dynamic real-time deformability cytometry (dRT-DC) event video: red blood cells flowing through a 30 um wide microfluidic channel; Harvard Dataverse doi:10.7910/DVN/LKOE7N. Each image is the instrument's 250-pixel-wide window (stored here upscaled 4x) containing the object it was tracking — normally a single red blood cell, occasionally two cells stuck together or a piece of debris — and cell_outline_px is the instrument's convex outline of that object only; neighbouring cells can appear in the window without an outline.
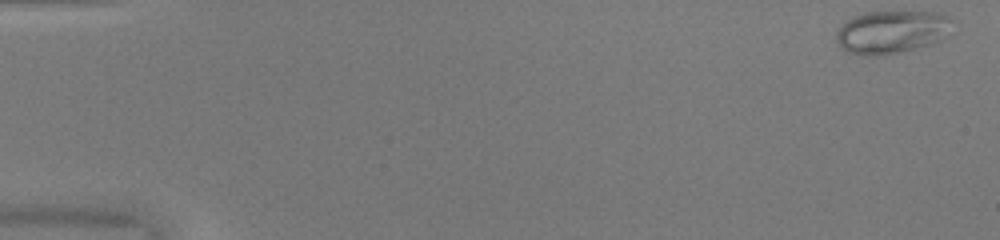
{"species": "common noctule bat (a hibernating species)", "species_latin": "Nyctalus noctula", "temperature_condition": "warm", "stored_images_in_passage": 50, "camera_frame_rate_fps": 3000, "um_per_image_px": 0.085, "animal": {"sex": "female", "body_mass_g": 20.0, "forearm_length_mm": 54.0}, "frame": {"image": 1, "passage_image": 1, "time_ms": 0.0, "image_size_px": [1000, 240], "cell_outline_px": [[948, 36], [940, 40], [928, 44], [896, 52], [876, 56], [860, 56], [848, 52], [840, 48], [836, 40], [836, 32], [852, 16], [864, 12], [944, 12], [948, 20]], "centroid_in_image_um": [75.72, 2.71], "position_along_channel_um": 9.3, "area_um2": 28.67}}
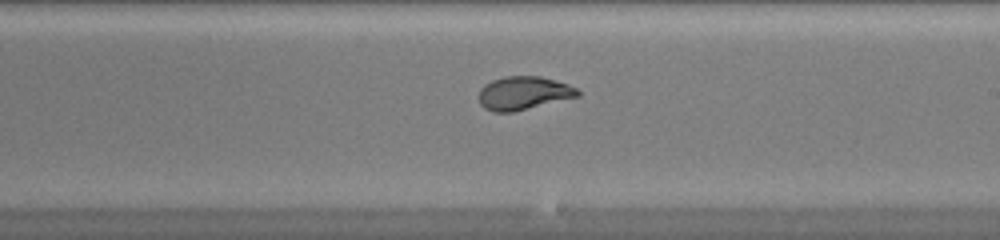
{"frame": {"image": 2, "passage_image": 30, "time_ms": 9.667, "image_size_px": [1000, 240], "cell_outline_px": [[580, 96], [512, 112], [492, 112], [484, 108], [480, 104], [480, 88], [484, 84], [492, 80], [504, 76], [540, 76], [556, 80], [568, 84], [576, 88], [580, 92]], "centroid_in_image_um": [44.5, 7.91], "position_along_channel_um": 244.5, "area_um2": 19.25}}
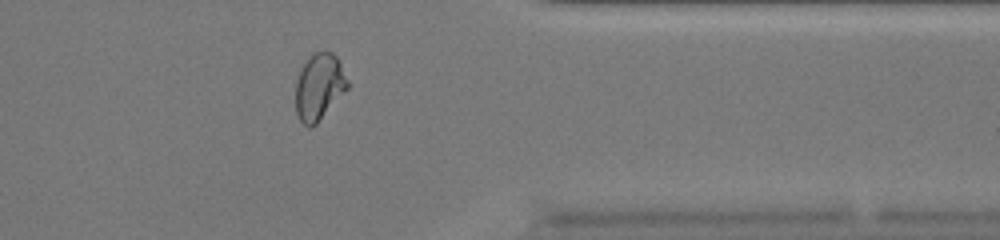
{"frame": {"image": 3, "passage_image": 41, "time_ms": 13.333, "image_size_px": [1000, 240], "cell_outline_px": [[348, 88], [316, 124], [312, 128], [308, 128], [300, 120], [296, 112], [296, 80], [300, 68], [312, 52], [324, 48], [332, 52], [336, 56], [348, 80]], "centroid_in_image_um": [27.11, 7.33], "position_along_channel_um": 384.3, "area_um2": 20.35}, "authors_computed_cell_mechanics": {"area_um2": 21.8195, "velocity_mm_per_s": 4.0806, "shape_relaxation_time_tau1_ms": 6.1029, "shape_relaxation_time_tau2_ms": 0.479, "deformation_change_tau1": 0.2245, "deformation_change_tau2": 0.0375}}